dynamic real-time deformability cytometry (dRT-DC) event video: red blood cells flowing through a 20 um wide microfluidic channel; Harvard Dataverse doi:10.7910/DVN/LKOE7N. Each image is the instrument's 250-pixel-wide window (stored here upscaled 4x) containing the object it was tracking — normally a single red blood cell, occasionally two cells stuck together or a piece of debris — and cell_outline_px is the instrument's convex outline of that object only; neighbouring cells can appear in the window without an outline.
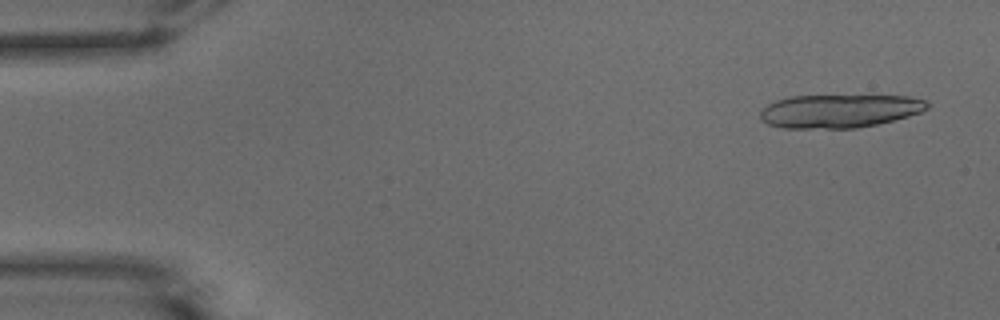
{"species": "common noctule bat (a hibernating species)", "species_latin": "Nyctalus noctula", "temperature_condition": "warm", "stored_images_in_passage": 18, "camera_frame_rate_fps": 3000, "um_per_image_px": 0.085, "animal": {"sex": "male", "body_mass_g": 15.6}, "frame": {"image": 1, "passage_image": 3, "time_ms": 0.667, "image_size_px": [1000, 320], "cell_outline_px": [[928, 108], [920, 112], [908, 116], [876, 124], [856, 128], [784, 128], [768, 124], [760, 116], [760, 112], [768, 104], [776, 100], [792, 96], [908, 96], [928, 100]], "centroid_in_image_um": [71.36, 9.43], "position_along_channel_um": 13.6, "area_um2": 32.19}}